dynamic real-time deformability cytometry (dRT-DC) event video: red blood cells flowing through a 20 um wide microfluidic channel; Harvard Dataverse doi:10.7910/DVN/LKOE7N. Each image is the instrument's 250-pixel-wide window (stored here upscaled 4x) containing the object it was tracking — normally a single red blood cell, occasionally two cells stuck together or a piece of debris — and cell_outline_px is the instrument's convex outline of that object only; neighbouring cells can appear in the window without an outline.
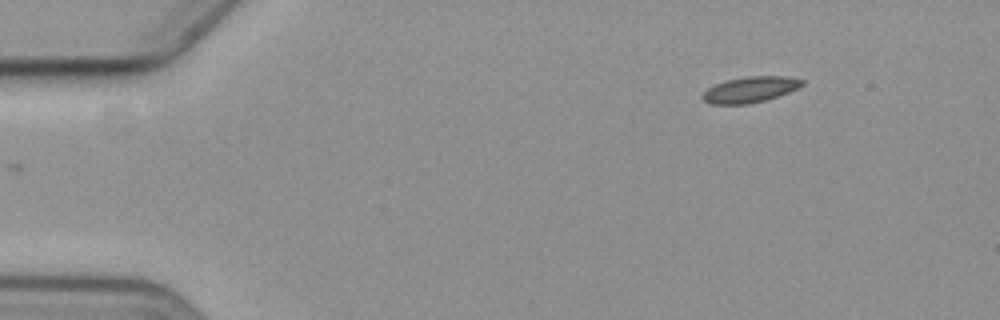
{"species": "common noctule bat (a hibernating species)", "species_latin": "Nyctalus noctula", "temperature_condition": "cold", "stored_images_in_passage": 5, "camera_frame_rate_fps": 3000, "um_per_image_px": 0.085, "animal": {"sex": "female", "body_mass_g": 19.3, "forearm_length_mm": 54.1}, "frame": {"image": 1, "passage_image": 1, "time_ms": 0.0, "image_size_px": [1000, 320], "cell_outline_px": [[804, 84], [788, 92], [764, 100], [748, 104], [712, 104], [704, 100], [700, 96], [708, 88], [716, 84], [728, 80], [748, 76], [788, 76], [804, 80]], "centroid_in_image_um": [63.76, 7.61], "position_along_channel_um": 21.2, "area_um2": 14.74}}
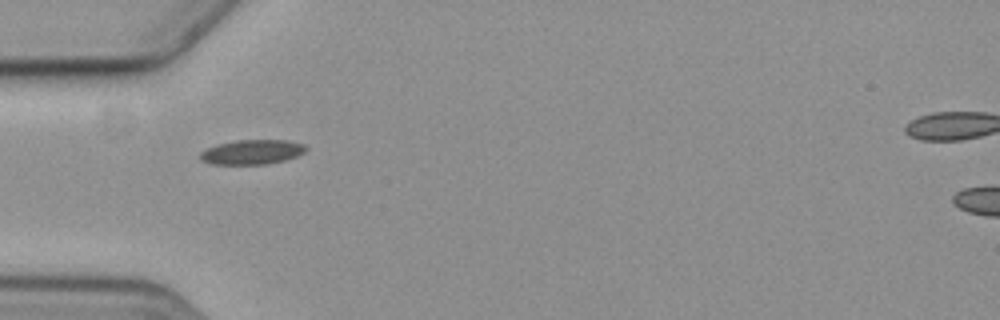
{"frame": {"image": 2, "passage_image": 4, "time_ms": 3.667, "image_size_px": [1000, 320], "cell_outline_px": [[308, 148], [304, 152], [296, 156], [284, 160], [264, 164], [208, 164], [200, 160], [200, 152], [216, 144], [236, 140], [288, 140], [304, 144]], "centroid_in_image_um": [21.4, 12.92], "position_along_channel_um": 63.6, "area_um2": 15.2}}
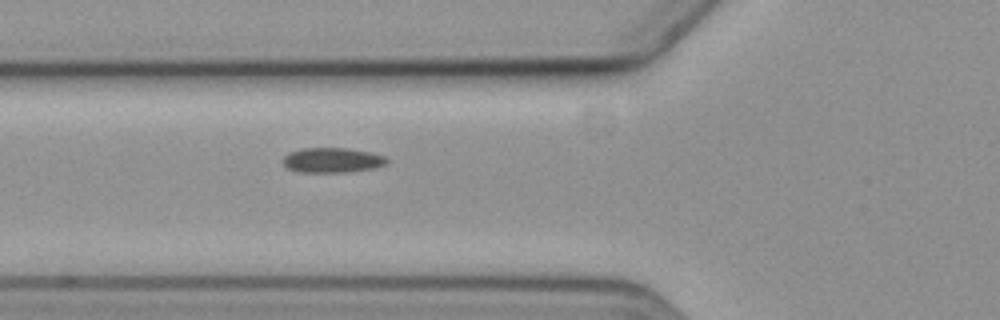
{"frame": {"image": 3, "passage_image": 5, "time_ms": 4.667, "image_size_px": [1000, 320], "cell_outline_px": [[388, 164], [372, 168], [348, 172], [296, 172], [288, 168], [280, 160], [288, 152], [304, 148], [348, 148], [372, 152], [384, 156], [388, 160]], "centroid_in_image_um": [28.22, 13.61], "position_along_channel_um": 97.6, "area_um2": 15.26}}